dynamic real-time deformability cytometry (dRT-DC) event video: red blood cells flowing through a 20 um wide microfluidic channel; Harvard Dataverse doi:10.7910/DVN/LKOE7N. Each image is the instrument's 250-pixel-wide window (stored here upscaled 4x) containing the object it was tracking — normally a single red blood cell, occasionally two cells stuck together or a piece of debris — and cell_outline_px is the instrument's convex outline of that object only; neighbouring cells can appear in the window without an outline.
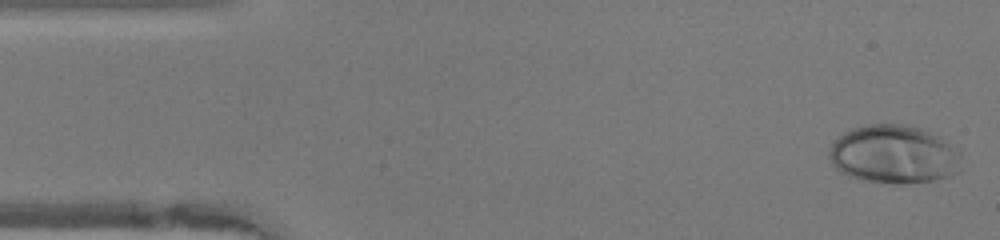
{"species": "human", "species_latin": "Homo sapiens", "temperature_condition": "warm", "stored_images_in_passage": 48, "camera_frame_rate_fps": 3000, "um_per_image_px": 0.085, "donor": {"sex": "female"}, "frame": {"image": 1, "passage_image": 1, "time_ms": 0.0, "image_size_px": [1000, 240], "cell_outline_px": [[956, 172], [948, 176], [932, 180], [904, 184], [896, 184], [860, 180], [848, 176], [840, 172], [832, 164], [828, 156], [828, 152], [832, 144], [844, 132], [852, 128], [868, 124], [900, 124], [920, 128], [944, 140], [956, 152]], "centroid_in_image_um": [75.85, 13.13], "position_along_channel_um": 9.2, "area_um2": 44.16}}
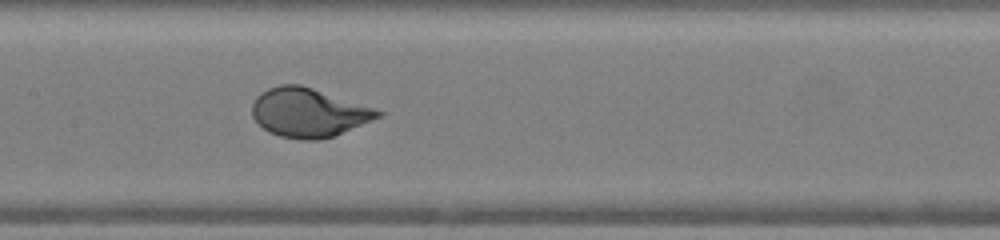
{"frame": {"image": 2, "passage_image": 22, "time_ms": 7.0, "image_size_px": [1000, 240], "cell_outline_px": [[384, 116], [336, 136], [316, 140], [304, 140], [280, 136], [268, 132], [252, 116], [252, 104], [256, 96], [260, 92], [268, 88], [280, 84], [300, 84], [376, 108], [384, 112]], "centroid_in_image_um": [26.26, 9.57], "position_along_channel_um": 181.1, "area_um2": 36.18}}
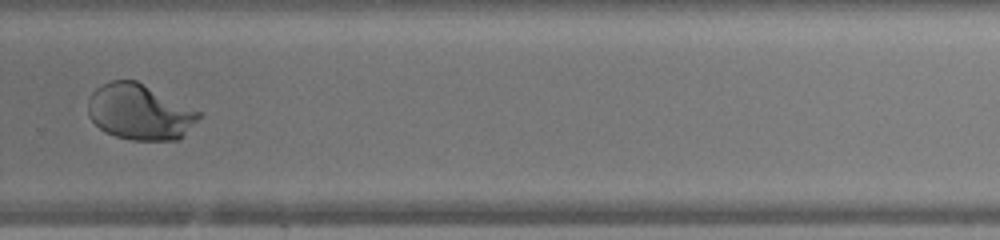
{"frame": {"image": 3, "passage_image": 32, "time_ms": 10.333, "image_size_px": [1000, 240], "cell_outline_px": [[204, 116], [180, 140], [132, 140], [116, 136], [100, 128], [88, 116], [88, 100], [92, 92], [96, 88], [112, 80], [136, 80], [200, 112]], "centroid_in_image_um": [11.9, 9.53], "position_along_channel_um": 317.9, "area_um2": 35.89}, "authors_computed_cell_mechanics": {"area_um2": 37.281, "velocity_mm_per_s": 4.1112, "shape_relaxation_time_tau1_ms": 2.6652, "shape_relaxation_time_tau2_ms": null, "deformation_change_tau1": 0.1966, "deformation_change_tau2": null}}